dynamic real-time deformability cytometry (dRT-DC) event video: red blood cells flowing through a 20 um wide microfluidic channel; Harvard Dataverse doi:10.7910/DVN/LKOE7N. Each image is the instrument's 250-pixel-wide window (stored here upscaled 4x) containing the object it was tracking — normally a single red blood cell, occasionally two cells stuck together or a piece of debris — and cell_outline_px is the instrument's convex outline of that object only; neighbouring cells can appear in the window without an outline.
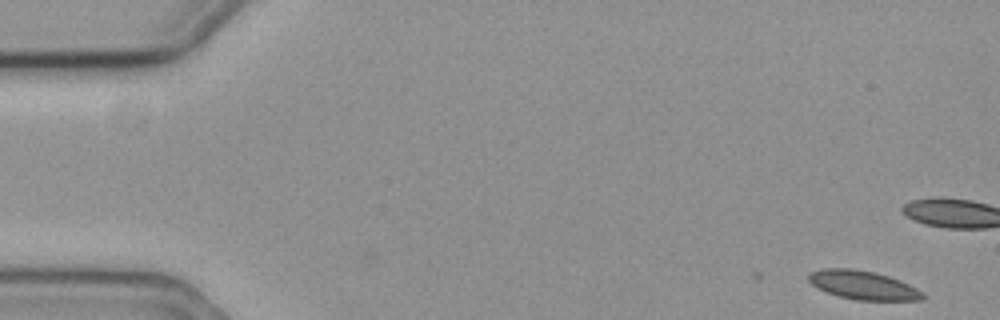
{"species": "common noctule bat (a hibernating species)", "species_latin": "Nyctalus noctula", "temperature_condition": "cold", "stored_images_in_passage": 11, "camera_frame_rate_fps": 3000, "um_per_image_px": 0.085, "animal": {"sex": "female", "body_mass_g": 19.3, "forearm_length_mm": 54.1}, "frame": {"image": 1, "passage_image": 1, "time_ms": 0.0, "image_size_px": [1000, 320], "cell_outline_px": [[924, 300], [856, 300], [840, 296], [816, 288], [808, 280], [808, 272], [820, 268], [852, 268], [876, 272], [900, 280], [924, 292]], "centroid_in_image_um": [73.34, 24.22], "position_along_channel_um": 11.7, "area_um2": 19.25}}